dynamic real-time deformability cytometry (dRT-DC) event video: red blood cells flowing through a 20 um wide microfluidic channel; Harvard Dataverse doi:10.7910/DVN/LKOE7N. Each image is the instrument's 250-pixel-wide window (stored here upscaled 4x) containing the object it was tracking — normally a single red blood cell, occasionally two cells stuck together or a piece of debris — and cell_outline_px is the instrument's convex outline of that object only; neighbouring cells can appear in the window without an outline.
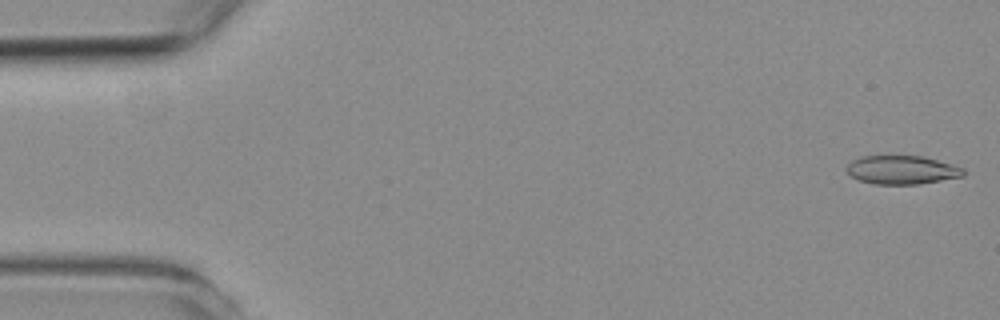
{"species": "common noctule bat (a hibernating species)", "species_latin": "Nyctalus noctula", "temperature_condition": "room temperature", "stored_images_in_passage": 54, "camera_frame_rate_fps": 3000, "um_per_image_px": 0.085, "animal": {"sex": "female", "body_mass_g": 19.3, "forearm_length_mm": 54.1}, "frame": {"image": 1, "passage_image": 1, "time_ms": 0.0, "image_size_px": [1000, 320], "cell_outline_px": [[964, 176], [916, 184], [876, 184], [860, 180], [848, 176], [848, 164], [852, 160], [860, 156], [888, 152], [924, 156], [964, 168]], "centroid_in_image_um": [76.6, 14.38], "position_along_channel_um": 8.4, "area_um2": 20.23}}
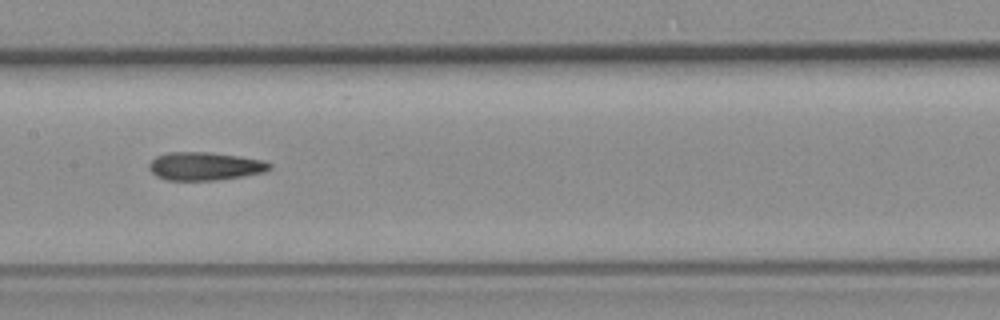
{"frame": {"image": 2, "passage_image": 27, "time_ms": 8.667, "image_size_px": [1000, 320], "cell_outline_px": [[272, 168], [264, 172], [244, 176], [216, 180], [168, 180], [156, 176], [148, 168], [152, 160], [156, 156], [168, 152], [208, 152], [240, 156], [264, 160], [272, 164]], "centroid_in_image_um": [17.44, 14.12], "position_along_channel_um": 190.0, "area_um2": 19.83}}
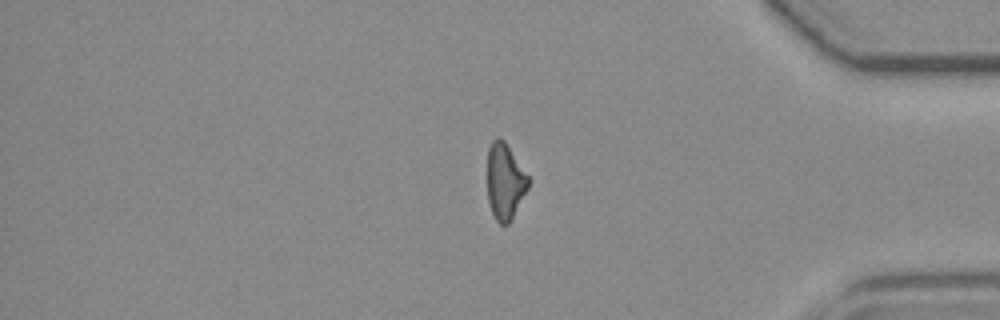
{"frame": {"image": 3, "passage_image": 46, "time_ms": 15.0, "image_size_px": [1000, 320], "cell_outline_px": [[528, 188], [508, 224], [500, 224], [496, 220], [492, 212], [488, 200], [488, 148], [492, 140], [496, 136], [500, 136], [504, 140], [528, 176]], "centroid_in_image_um": [42.9, 15.38], "position_along_channel_um": 392.3, "area_um2": 17.86}, "authors_computed_cell_mechanics": {"area_um2": 19.7387, "velocity_mm_per_s": 3.6501, "shape_relaxation_time_tau1_ms": null, "shape_relaxation_time_tau2_ms": 4.6722, "deformation_change_tau1": null, "deformation_change_tau2": 0.1516}}